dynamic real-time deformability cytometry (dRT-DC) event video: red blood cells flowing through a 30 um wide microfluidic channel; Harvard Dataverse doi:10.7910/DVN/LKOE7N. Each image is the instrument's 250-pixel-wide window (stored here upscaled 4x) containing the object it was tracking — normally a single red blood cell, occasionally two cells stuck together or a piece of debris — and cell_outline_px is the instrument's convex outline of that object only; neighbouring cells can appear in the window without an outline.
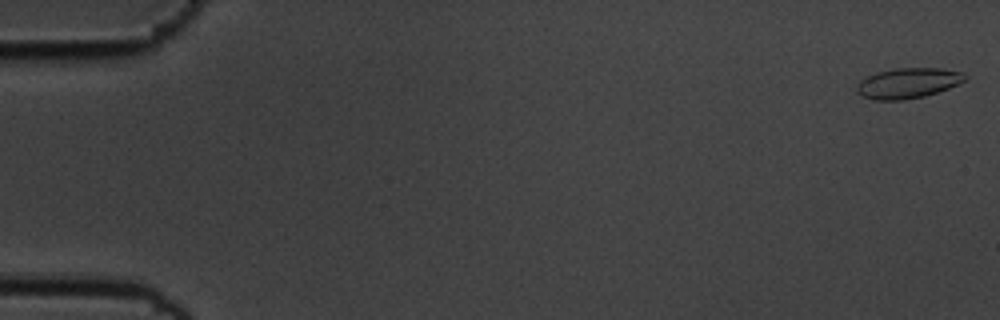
{"species": "common noctule bat (a hibernating species)", "species_latin": "Nyctalus noctula", "temperature_condition": "cold", "stored_images_in_passage": 56, "camera_frame_rate_fps": 3000, "um_per_image_px": 0.085, "animal": {"sex": "male", "body_mass_g": 19.5, "forearm_length_mm": 54.6}, "frame": {"image": 1, "passage_image": 1, "time_ms": 0.0, "image_size_px": [1000, 320], "cell_outline_px": [[968, 76], [964, 80], [948, 88], [924, 96], [904, 100], [872, 100], [856, 92], [856, 84], [860, 80], [868, 76], [880, 72], [896, 68], [940, 68], [964, 72]], "centroid_in_image_um": [77.16, 7.06], "position_along_channel_um": 7.8, "area_um2": 19.02}}
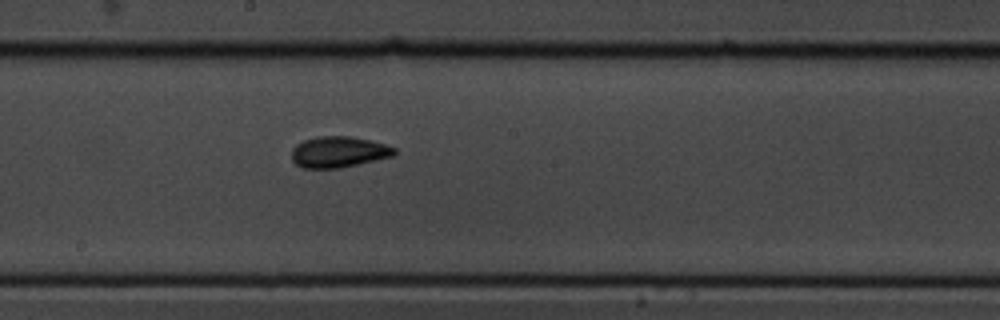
{"frame": {"image": 2, "passage_image": 31, "time_ms": 10.0, "image_size_px": [1000, 320], "cell_outline_px": [[396, 152], [392, 156], [340, 168], [300, 168], [292, 160], [292, 148], [296, 144], [304, 140], [316, 136], [352, 136], [384, 144], [396, 148]], "centroid_in_image_um": [28.74, 12.91], "position_along_channel_um": 219.5, "area_um2": 18.55}}
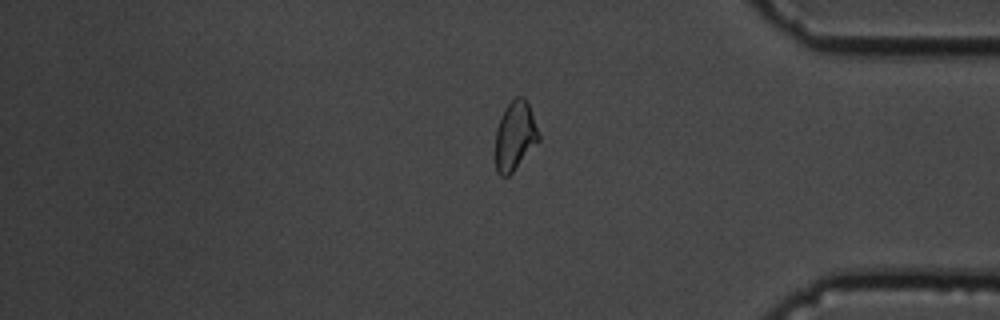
{"frame": {"image": 3, "passage_image": 47, "time_ms": 15.333, "image_size_px": [1000, 320], "cell_outline_px": [[540, 140], [512, 172], [508, 176], [500, 176], [496, 172], [496, 128], [500, 116], [504, 108], [516, 96], [524, 96], [528, 104], [540, 136]], "centroid_in_image_um": [43.76, 11.54], "position_along_channel_um": 391.4, "area_um2": 17.34}, "authors_computed_cell_mechanics": {"area_um2": 18.4671, "velocity_mm_per_s": 3.5988, "shape_relaxation_time_tau1_ms": 4.607, "shape_relaxation_time_tau2_ms": 2.1906, "deformation_change_tau1": 0.1011, "deformation_change_tau2": 0.0882}}